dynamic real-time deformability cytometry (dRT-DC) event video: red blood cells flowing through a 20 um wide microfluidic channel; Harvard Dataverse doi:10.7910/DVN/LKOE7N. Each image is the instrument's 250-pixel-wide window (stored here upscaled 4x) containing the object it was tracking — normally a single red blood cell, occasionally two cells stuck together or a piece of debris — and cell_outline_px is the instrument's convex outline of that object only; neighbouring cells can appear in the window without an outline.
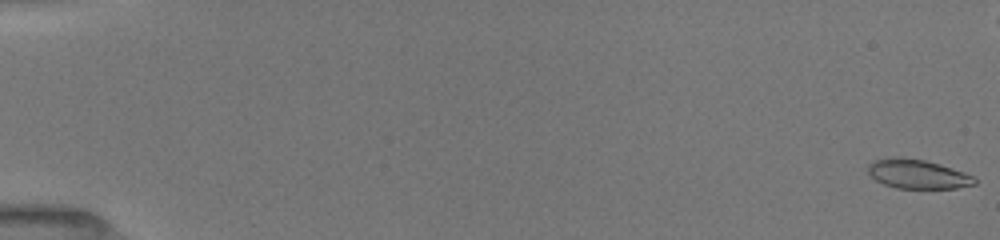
{"species": "common noctule bat (a hibernating species)", "species_latin": "Nyctalus noctula", "temperature_condition": "room temperature", "stored_images_in_passage": 26, "camera_frame_rate_fps": 3000, "um_per_image_px": 0.085, "animal": {"sex": "female", "body_mass_g": 19.5, "forearm_length_mm": 54.1}, "frame": {"image": 1, "passage_image": 1, "time_ms": 0.0, "image_size_px": [1000, 240], "cell_outline_px": [[976, 184], [956, 188], [896, 188], [884, 184], [876, 180], [868, 172], [868, 164], [876, 160], [924, 160], [940, 164], [972, 176], [976, 180]], "centroid_in_image_um": [78.03, 14.85], "position_along_channel_um": 7.0, "area_um2": 17.17}}
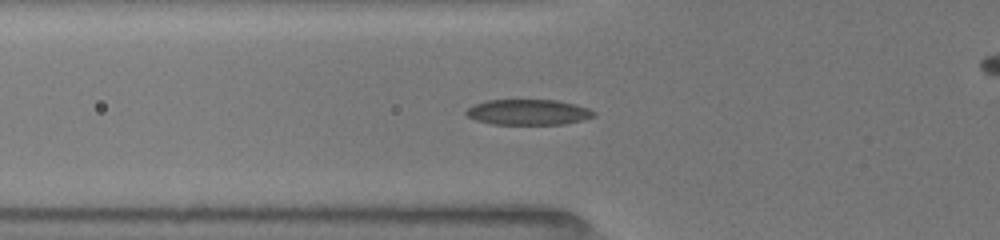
{"frame": {"image": 2, "passage_image": 20, "time_ms": 6.333, "image_size_px": [1000, 240], "cell_outline_px": [[596, 116], [564, 124], [492, 124], [476, 120], [468, 116], [464, 112], [468, 108], [476, 104], [488, 100], [556, 100], [588, 108], [596, 112]], "centroid_in_image_um": [44.9, 9.54], "position_along_channel_um": 80.9, "area_um2": 18.79}}
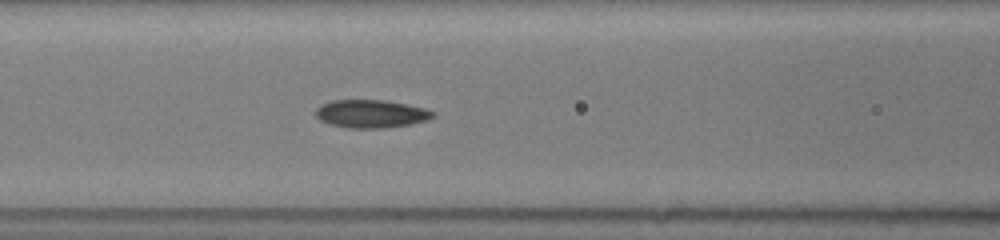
{"frame": {"image": 3, "passage_image": 26, "time_ms": 7.667, "image_size_px": [1000, 240], "cell_outline_px": [[436, 116], [428, 120], [408, 124], [384, 128], [348, 128], [332, 124], [320, 120], [316, 116], [316, 108], [320, 104], [332, 100], [388, 100], [424, 108], [436, 112]], "centroid_in_image_um": [31.55, 9.66], "position_along_channel_um": 135.0, "area_um2": 19.19}}